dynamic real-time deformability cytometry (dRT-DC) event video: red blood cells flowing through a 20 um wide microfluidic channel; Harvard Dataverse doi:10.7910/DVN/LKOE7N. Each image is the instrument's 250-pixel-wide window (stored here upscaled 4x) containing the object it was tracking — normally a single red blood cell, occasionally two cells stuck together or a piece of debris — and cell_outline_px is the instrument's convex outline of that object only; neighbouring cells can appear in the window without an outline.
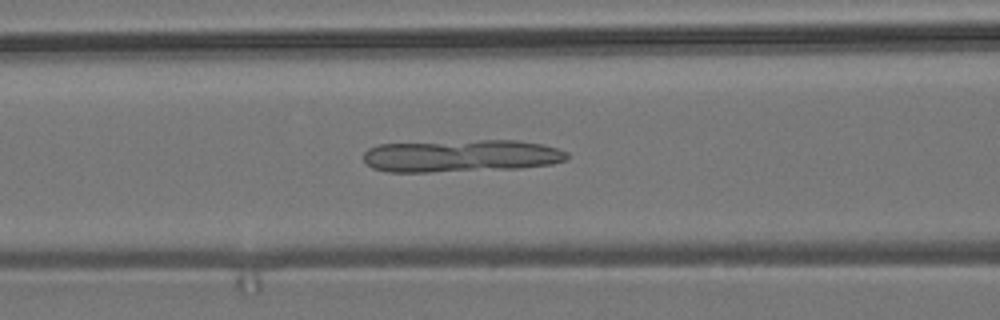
{"species": "common noctule bat (a hibernating species)", "species_latin": "Nyctalus noctula", "temperature_condition": "room temperature", "stored_images_in_passage": 55, "camera_frame_rate_fps": 3000, "um_per_image_px": 0.085, "animal": {"sex": "male", "body_mass_g": 19.2, "forearm_length_mm": 51.8}, "frame": {"image": 1, "passage_image": 22, "time_ms": 7.0, "image_size_px": [1000, 320], "cell_outline_px": [[568, 160], [552, 164], [520, 168], [428, 172], [388, 172], [372, 168], [364, 160], [364, 152], [368, 148], [380, 144], [480, 140], [516, 140], [544, 144], [568, 152]], "centroid_in_image_um": [39.22, 13.25], "position_along_channel_um": 127.4, "area_um2": 38.55}}
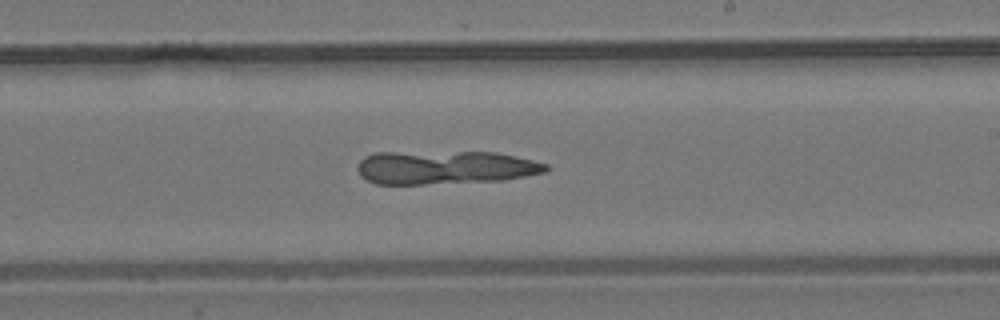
{"frame": {"image": 2, "passage_image": 32, "time_ms": 10.333, "image_size_px": [1000, 320], "cell_outline_px": [[548, 172], [504, 180], [424, 184], [376, 184], [360, 176], [356, 168], [360, 160], [364, 156], [376, 152], [496, 152], [516, 156], [548, 164]], "centroid_in_image_um": [37.82, 14.23], "position_along_channel_um": 251.2, "area_um2": 37.05}}
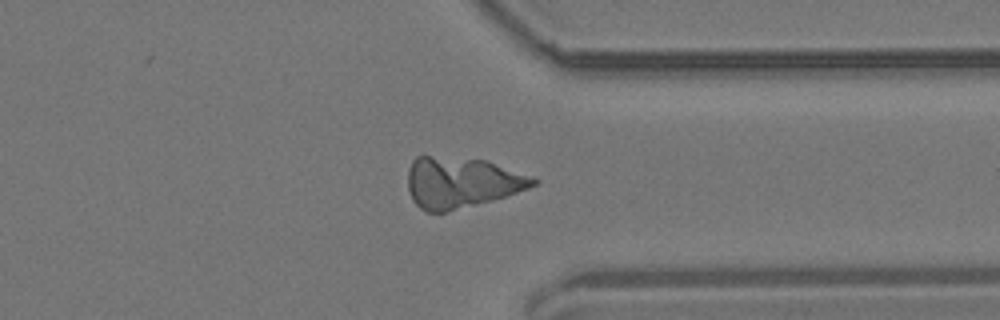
{"frame": {"image": 3, "passage_image": 42, "time_ms": 13.667, "image_size_px": [1000, 320], "cell_outline_px": [[540, 180], [536, 184], [528, 188], [492, 200], [444, 212], [428, 212], [420, 208], [412, 200], [408, 188], [408, 172], [412, 160], [416, 156], [428, 156], [488, 160]], "centroid_in_image_um": [39.19, 15.5], "position_along_channel_um": 372.2, "area_um2": 36.7}}